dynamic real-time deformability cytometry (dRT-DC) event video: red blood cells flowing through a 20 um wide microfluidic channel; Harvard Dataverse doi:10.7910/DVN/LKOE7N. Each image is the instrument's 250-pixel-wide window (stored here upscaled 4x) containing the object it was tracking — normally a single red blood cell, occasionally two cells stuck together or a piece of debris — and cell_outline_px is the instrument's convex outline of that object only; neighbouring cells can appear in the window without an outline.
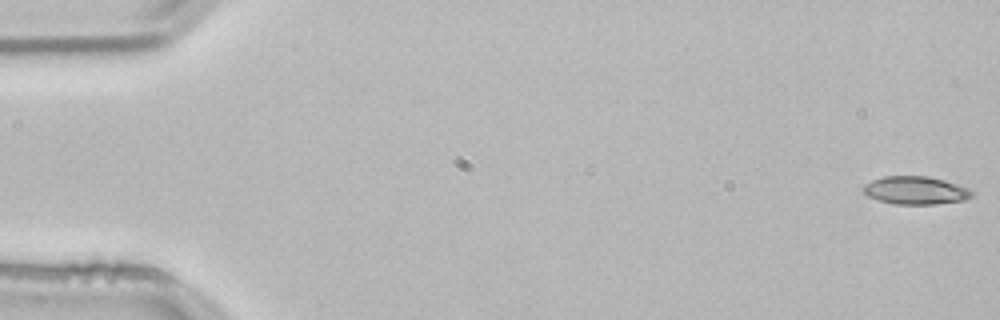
{"species": "common noctule bat (a hibernating species)", "species_latin": "Nyctalus noctula", "temperature_condition": "room temperature", "stored_images_in_passage": 53, "camera_frame_rate_fps": 3000, "um_per_image_px": 0.085, "animal": {"sex": "male", "body_mass_g": 21.5, "forearm_length_mm": 52.0}, "frame": {"image": 1, "passage_image": 1, "time_ms": 0.0, "image_size_px": [1000, 320], "cell_outline_px": [[972, 196], [964, 200], [936, 204], [896, 204], [880, 200], [868, 196], [864, 192], [864, 184], [872, 180], [884, 176], [928, 176], [944, 180], [968, 188], [972, 192]], "centroid_in_image_um": [77.82, 16.17], "position_along_channel_um": 7.2, "area_um2": 17.51}}
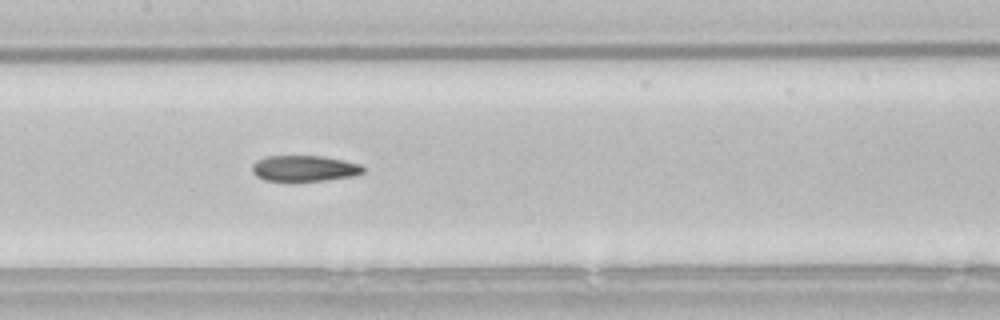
{"frame": {"image": 2, "passage_image": 26, "time_ms": 8.333, "image_size_px": [1000, 320], "cell_outline_px": [[364, 172], [356, 176], [296, 184], [288, 184], [264, 180], [256, 176], [252, 172], [252, 164], [256, 160], [264, 156], [324, 156], [344, 160], [360, 164], [364, 168]], "centroid_in_image_um": [25.83, 14.36], "position_along_channel_um": 181.6, "area_um2": 17.8}}
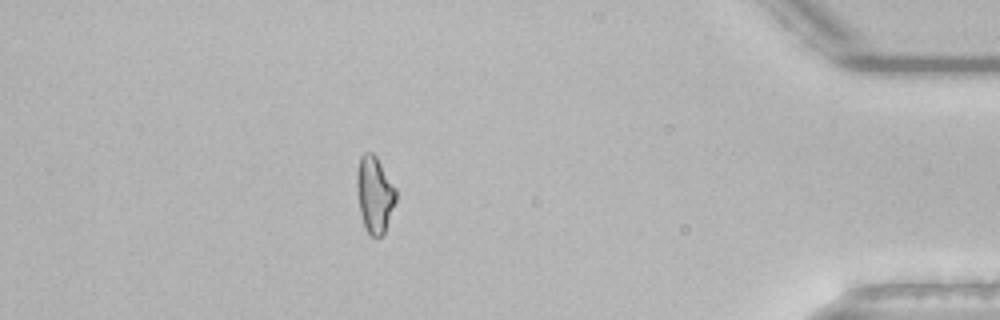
{"frame": {"image": 3, "passage_image": 47, "time_ms": 15.333, "image_size_px": [1000, 320], "cell_outline_px": [[396, 200], [384, 232], [380, 236], [372, 236], [368, 232], [364, 224], [360, 212], [356, 184], [356, 172], [360, 156], [364, 152], [372, 152], [376, 156], [396, 188]], "centroid_in_image_um": [31.83, 16.47], "position_along_channel_um": 403.4, "area_um2": 17.22}, "authors_computed_cell_mechanics": {"area_um2": 17.5134, "velocity_mm_per_s": 3.8383, "shape_relaxation_time_tau1_ms": 7.6583, "shape_relaxation_time_tau2_ms": 4.6381, "deformation_change_tau1": 0.1771, "deformation_change_tau2": 0.1272}}